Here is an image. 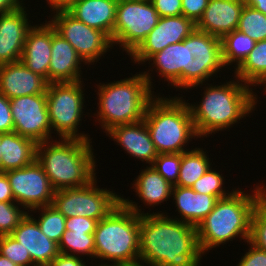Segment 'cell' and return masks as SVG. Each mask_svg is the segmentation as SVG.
<instances>
[{
  "label": "cell",
  "instance_id": "obj_25",
  "mask_svg": "<svg viewBox=\"0 0 266 266\" xmlns=\"http://www.w3.org/2000/svg\"><path fill=\"white\" fill-rule=\"evenodd\" d=\"M2 172L19 169L36 160L37 143L15 131L1 133Z\"/></svg>",
  "mask_w": 266,
  "mask_h": 266
},
{
  "label": "cell",
  "instance_id": "obj_18",
  "mask_svg": "<svg viewBox=\"0 0 266 266\" xmlns=\"http://www.w3.org/2000/svg\"><path fill=\"white\" fill-rule=\"evenodd\" d=\"M48 81L29 70L21 61L0 65V93L8 99L46 94Z\"/></svg>",
  "mask_w": 266,
  "mask_h": 266
},
{
  "label": "cell",
  "instance_id": "obj_16",
  "mask_svg": "<svg viewBox=\"0 0 266 266\" xmlns=\"http://www.w3.org/2000/svg\"><path fill=\"white\" fill-rule=\"evenodd\" d=\"M24 5L0 14V65L21 60L27 34L32 28L29 10Z\"/></svg>",
  "mask_w": 266,
  "mask_h": 266
},
{
  "label": "cell",
  "instance_id": "obj_15",
  "mask_svg": "<svg viewBox=\"0 0 266 266\" xmlns=\"http://www.w3.org/2000/svg\"><path fill=\"white\" fill-rule=\"evenodd\" d=\"M195 29L196 24L183 15L160 17L157 25L129 55L131 62L139 64V66L145 64L153 54L170 44L182 42Z\"/></svg>",
  "mask_w": 266,
  "mask_h": 266
},
{
  "label": "cell",
  "instance_id": "obj_47",
  "mask_svg": "<svg viewBox=\"0 0 266 266\" xmlns=\"http://www.w3.org/2000/svg\"><path fill=\"white\" fill-rule=\"evenodd\" d=\"M24 0H0V14L17 10L24 3Z\"/></svg>",
  "mask_w": 266,
  "mask_h": 266
},
{
  "label": "cell",
  "instance_id": "obj_10",
  "mask_svg": "<svg viewBox=\"0 0 266 266\" xmlns=\"http://www.w3.org/2000/svg\"><path fill=\"white\" fill-rule=\"evenodd\" d=\"M96 179L82 187L55 191L52 205L66 218L81 216L98 222L107 217L121 203V195L100 188Z\"/></svg>",
  "mask_w": 266,
  "mask_h": 266
},
{
  "label": "cell",
  "instance_id": "obj_38",
  "mask_svg": "<svg viewBox=\"0 0 266 266\" xmlns=\"http://www.w3.org/2000/svg\"><path fill=\"white\" fill-rule=\"evenodd\" d=\"M0 254L18 266H36L22 244L11 235H0Z\"/></svg>",
  "mask_w": 266,
  "mask_h": 266
},
{
  "label": "cell",
  "instance_id": "obj_44",
  "mask_svg": "<svg viewBox=\"0 0 266 266\" xmlns=\"http://www.w3.org/2000/svg\"><path fill=\"white\" fill-rule=\"evenodd\" d=\"M84 258L59 253L48 266H85Z\"/></svg>",
  "mask_w": 266,
  "mask_h": 266
},
{
  "label": "cell",
  "instance_id": "obj_12",
  "mask_svg": "<svg viewBox=\"0 0 266 266\" xmlns=\"http://www.w3.org/2000/svg\"><path fill=\"white\" fill-rule=\"evenodd\" d=\"M50 18L49 22L56 33L74 47L88 67L98 62L102 56L105 58L106 53L114 48L111 39L104 32L76 20L67 11L53 12Z\"/></svg>",
  "mask_w": 266,
  "mask_h": 266
},
{
  "label": "cell",
  "instance_id": "obj_24",
  "mask_svg": "<svg viewBox=\"0 0 266 266\" xmlns=\"http://www.w3.org/2000/svg\"><path fill=\"white\" fill-rule=\"evenodd\" d=\"M171 196L176 211L181 216L174 219L191 224L195 227L213 210L218 197L200 194L190 187L173 186Z\"/></svg>",
  "mask_w": 266,
  "mask_h": 266
},
{
  "label": "cell",
  "instance_id": "obj_27",
  "mask_svg": "<svg viewBox=\"0 0 266 266\" xmlns=\"http://www.w3.org/2000/svg\"><path fill=\"white\" fill-rule=\"evenodd\" d=\"M147 61L153 67L151 72L155 68L157 75L171 84L169 86L182 90V42L168 45Z\"/></svg>",
  "mask_w": 266,
  "mask_h": 266
},
{
  "label": "cell",
  "instance_id": "obj_5",
  "mask_svg": "<svg viewBox=\"0 0 266 266\" xmlns=\"http://www.w3.org/2000/svg\"><path fill=\"white\" fill-rule=\"evenodd\" d=\"M138 202L121 196V203L105 218L99 220L94 231L95 259L109 266H140V215ZM108 261V262H103Z\"/></svg>",
  "mask_w": 266,
  "mask_h": 266
},
{
  "label": "cell",
  "instance_id": "obj_8",
  "mask_svg": "<svg viewBox=\"0 0 266 266\" xmlns=\"http://www.w3.org/2000/svg\"><path fill=\"white\" fill-rule=\"evenodd\" d=\"M83 84V80L48 84L46 97L49 121L52 133L57 134L58 139L91 140L90 135L79 133L78 129L83 115H87L83 114L86 102Z\"/></svg>",
  "mask_w": 266,
  "mask_h": 266
},
{
  "label": "cell",
  "instance_id": "obj_36",
  "mask_svg": "<svg viewBox=\"0 0 266 266\" xmlns=\"http://www.w3.org/2000/svg\"><path fill=\"white\" fill-rule=\"evenodd\" d=\"M249 242L266 251V201L264 199L258 203L253 211Z\"/></svg>",
  "mask_w": 266,
  "mask_h": 266
},
{
  "label": "cell",
  "instance_id": "obj_37",
  "mask_svg": "<svg viewBox=\"0 0 266 266\" xmlns=\"http://www.w3.org/2000/svg\"><path fill=\"white\" fill-rule=\"evenodd\" d=\"M181 153L158 154L152 166L166 181L175 186L179 177Z\"/></svg>",
  "mask_w": 266,
  "mask_h": 266
},
{
  "label": "cell",
  "instance_id": "obj_1",
  "mask_svg": "<svg viewBox=\"0 0 266 266\" xmlns=\"http://www.w3.org/2000/svg\"><path fill=\"white\" fill-rule=\"evenodd\" d=\"M196 227L164 211L140 215V266H201Z\"/></svg>",
  "mask_w": 266,
  "mask_h": 266
},
{
  "label": "cell",
  "instance_id": "obj_4",
  "mask_svg": "<svg viewBox=\"0 0 266 266\" xmlns=\"http://www.w3.org/2000/svg\"><path fill=\"white\" fill-rule=\"evenodd\" d=\"M118 81L99 83L96 95L98 110L93 114L101 129L107 133L118 125L136 123L144 119L149 102L155 97L151 66ZM153 88V89H152ZM96 116V117H95Z\"/></svg>",
  "mask_w": 266,
  "mask_h": 266
},
{
  "label": "cell",
  "instance_id": "obj_13",
  "mask_svg": "<svg viewBox=\"0 0 266 266\" xmlns=\"http://www.w3.org/2000/svg\"><path fill=\"white\" fill-rule=\"evenodd\" d=\"M5 173L9 179L15 202L27 212L52 205L55 190L37 160L28 166Z\"/></svg>",
  "mask_w": 266,
  "mask_h": 266
},
{
  "label": "cell",
  "instance_id": "obj_40",
  "mask_svg": "<svg viewBox=\"0 0 266 266\" xmlns=\"http://www.w3.org/2000/svg\"><path fill=\"white\" fill-rule=\"evenodd\" d=\"M160 17L182 15V0H150Z\"/></svg>",
  "mask_w": 266,
  "mask_h": 266
},
{
  "label": "cell",
  "instance_id": "obj_50",
  "mask_svg": "<svg viewBox=\"0 0 266 266\" xmlns=\"http://www.w3.org/2000/svg\"><path fill=\"white\" fill-rule=\"evenodd\" d=\"M2 145H1V133H0V172H2Z\"/></svg>",
  "mask_w": 266,
  "mask_h": 266
},
{
  "label": "cell",
  "instance_id": "obj_22",
  "mask_svg": "<svg viewBox=\"0 0 266 266\" xmlns=\"http://www.w3.org/2000/svg\"><path fill=\"white\" fill-rule=\"evenodd\" d=\"M52 46V25L49 21L33 25L27 34L21 62L49 83V64Z\"/></svg>",
  "mask_w": 266,
  "mask_h": 266
},
{
  "label": "cell",
  "instance_id": "obj_19",
  "mask_svg": "<svg viewBox=\"0 0 266 266\" xmlns=\"http://www.w3.org/2000/svg\"><path fill=\"white\" fill-rule=\"evenodd\" d=\"M243 0H209L196 29L222 39L238 27Z\"/></svg>",
  "mask_w": 266,
  "mask_h": 266
},
{
  "label": "cell",
  "instance_id": "obj_34",
  "mask_svg": "<svg viewBox=\"0 0 266 266\" xmlns=\"http://www.w3.org/2000/svg\"><path fill=\"white\" fill-rule=\"evenodd\" d=\"M210 167L201 178H199L193 185L192 189L200 194H207L216 196L219 199L230 196L236 188H232V191L225 189V181L223 174L216 171L215 168ZM228 191V192H227Z\"/></svg>",
  "mask_w": 266,
  "mask_h": 266
},
{
  "label": "cell",
  "instance_id": "obj_3",
  "mask_svg": "<svg viewBox=\"0 0 266 266\" xmlns=\"http://www.w3.org/2000/svg\"><path fill=\"white\" fill-rule=\"evenodd\" d=\"M252 193L237 188L230 196L219 199L213 210L196 227L201 253L239 238L249 241L251 217L263 199L262 185L253 186ZM247 193V194H246Z\"/></svg>",
  "mask_w": 266,
  "mask_h": 266
},
{
  "label": "cell",
  "instance_id": "obj_51",
  "mask_svg": "<svg viewBox=\"0 0 266 266\" xmlns=\"http://www.w3.org/2000/svg\"><path fill=\"white\" fill-rule=\"evenodd\" d=\"M93 261L96 262V261H98V260H95V259L93 260V259H92V261L89 262V263L92 264V265H89V266H109V265H106V264H102V263H100V262H99L98 265H97L96 263H93ZM93 264H95V265H93ZM85 266H88V265L86 264Z\"/></svg>",
  "mask_w": 266,
  "mask_h": 266
},
{
  "label": "cell",
  "instance_id": "obj_32",
  "mask_svg": "<svg viewBox=\"0 0 266 266\" xmlns=\"http://www.w3.org/2000/svg\"><path fill=\"white\" fill-rule=\"evenodd\" d=\"M59 252L66 255L95 258L94 234L66 230L58 243ZM79 254V255H78ZM84 255V256H83Z\"/></svg>",
  "mask_w": 266,
  "mask_h": 266
},
{
  "label": "cell",
  "instance_id": "obj_2",
  "mask_svg": "<svg viewBox=\"0 0 266 266\" xmlns=\"http://www.w3.org/2000/svg\"><path fill=\"white\" fill-rule=\"evenodd\" d=\"M219 84L221 85H212L207 82L189 89L192 90L195 87L198 89L197 87L201 88L205 85L199 104L189 103V99L187 100L199 138H207L219 131H226L242 118L249 117L257 109L258 95L251 86L235 76L233 80L230 79L228 82L226 80L223 84L221 82Z\"/></svg>",
  "mask_w": 266,
  "mask_h": 266
},
{
  "label": "cell",
  "instance_id": "obj_9",
  "mask_svg": "<svg viewBox=\"0 0 266 266\" xmlns=\"http://www.w3.org/2000/svg\"><path fill=\"white\" fill-rule=\"evenodd\" d=\"M222 68L226 69L220 38L195 29L182 41V91L204 84L225 71Z\"/></svg>",
  "mask_w": 266,
  "mask_h": 266
},
{
  "label": "cell",
  "instance_id": "obj_28",
  "mask_svg": "<svg viewBox=\"0 0 266 266\" xmlns=\"http://www.w3.org/2000/svg\"><path fill=\"white\" fill-rule=\"evenodd\" d=\"M234 71V76L249 86L266 85V40L256 42L243 63Z\"/></svg>",
  "mask_w": 266,
  "mask_h": 266
},
{
  "label": "cell",
  "instance_id": "obj_21",
  "mask_svg": "<svg viewBox=\"0 0 266 266\" xmlns=\"http://www.w3.org/2000/svg\"><path fill=\"white\" fill-rule=\"evenodd\" d=\"M82 63L86 66L74 47L57 34L52 26L49 84L82 81Z\"/></svg>",
  "mask_w": 266,
  "mask_h": 266
},
{
  "label": "cell",
  "instance_id": "obj_26",
  "mask_svg": "<svg viewBox=\"0 0 266 266\" xmlns=\"http://www.w3.org/2000/svg\"><path fill=\"white\" fill-rule=\"evenodd\" d=\"M139 175L131 184L136 196H138L145 206H158L164 201H168L172 196V187L165 178L159 174L152 165L139 171Z\"/></svg>",
  "mask_w": 266,
  "mask_h": 266
},
{
  "label": "cell",
  "instance_id": "obj_31",
  "mask_svg": "<svg viewBox=\"0 0 266 266\" xmlns=\"http://www.w3.org/2000/svg\"><path fill=\"white\" fill-rule=\"evenodd\" d=\"M32 212L33 213L41 212V213L38 215V217H35L33 216ZM28 214L37 222L41 231L49 239L53 240L56 243L60 242L62 234L66 231L65 228L66 217L61 212H59L53 205H48L33 209L29 211Z\"/></svg>",
  "mask_w": 266,
  "mask_h": 266
},
{
  "label": "cell",
  "instance_id": "obj_52",
  "mask_svg": "<svg viewBox=\"0 0 266 266\" xmlns=\"http://www.w3.org/2000/svg\"><path fill=\"white\" fill-rule=\"evenodd\" d=\"M262 193H263V199L266 201V186L264 183L262 184Z\"/></svg>",
  "mask_w": 266,
  "mask_h": 266
},
{
  "label": "cell",
  "instance_id": "obj_48",
  "mask_svg": "<svg viewBox=\"0 0 266 266\" xmlns=\"http://www.w3.org/2000/svg\"><path fill=\"white\" fill-rule=\"evenodd\" d=\"M246 6L252 7L266 15V0H243Z\"/></svg>",
  "mask_w": 266,
  "mask_h": 266
},
{
  "label": "cell",
  "instance_id": "obj_30",
  "mask_svg": "<svg viewBox=\"0 0 266 266\" xmlns=\"http://www.w3.org/2000/svg\"><path fill=\"white\" fill-rule=\"evenodd\" d=\"M221 45L225 67L228 68L234 64L232 67L236 70L255 47L256 42L236 29L221 39Z\"/></svg>",
  "mask_w": 266,
  "mask_h": 266
},
{
  "label": "cell",
  "instance_id": "obj_39",
  "mask_svg": "<svg viewBox=\"0 0 266 266\" xmlns=\"http://www.w3.org/2000/svg\"><path fill=\"white\" fill-rule=\"evenodd\" d=\"M208 2L209 0H182V15L197 24Z\"/></svg>",
  "mask_w": 266,
  "mask_h": 266
},
{
  "label": "cell",
  "instance_id": "obj_20",
  "mask_svg": "<svg viewBox=\"0 0 266 266\" xmlns=\"http://www.w3.org/2000/svg\"><path fill=\"white\" fill-rule=\"evenodd\" d=\"M106 136L117 142L116 145L121 146L127 155L145 164L152 165L158 155L144 119L136 123L115 126L106 133Z\"/></svg>",
  "mask_w": 266,
  "mask_h": 266
},
{
  "label": "cell",
  "instance_id": "obj_29",
  "mask_svg": "<svg viewBox=\"0 0 266 266\" xmlns=\"http://www.w3.org/2000/svg\"><path fill=\"white\" fill-rule=\"evenodd\" d=\"M203 147H193L181 153L179 177L175 186L192 187L202 175L212 166L211 159ZM210 159V160H209Z\"/></svg>",
  "mask_w": 266,
  "mask_h": 266
},
{
  "label": "cell",
  "instance_id": "obj_45",
  "mask_svg": "<svg viewBox=\"0 0 266 266\" xmlns=\"http://www.w3.org/2000/svg\"><path fill=\"white\" fill-rule=\"evenodd\" d=\"M0 202H15L10 182L5 172H0Z\"/></svg>",
  "mask_w": 266,
  "mask_h": 266
},
{
  "label": "cell",
  "instance_id": "obj_42",
  "mask_svg": "<svg viewBox=\"0 0 266 266\" xmlns=\"http://www.w3.org/2000/svg\"><path fill=\"white\" fill-rule=\"evenodd\" d=\"M97 221L88 217H70L65 220L66 230L94 234Z\"/></svg>",
  "mask_w": 266,
  "mask_h": 266
},
{
  "label": "cell",
  "instance_id": "obj_43",
  "mask_svg": "<svg viewBox=\"0 0 266 266\" xmlns=\"http://www.w3.org/2000/svg\"><path fill=\"white\" fill-rule=\"evenodd\" d=\"M14 131V123L11 114L9 99L0 93V133Z\"/></svg>",
  "mask_w": 266,
  "mask_h": 266
},
{
  "label": "cell",
  "instance_id": "obj_23",
  "mask_svg": "<svg viewBox=\"0 0 266 266\" xmlns=\"http://www.w3.org/2000/svg\"><path fill=\"white\" fill-rule=\"evenodd\" d=\"M118 0H78L67 12L76 20L104 32L113 44Z\"/></svg>",
  "mask_w": 266,
  "mask_h": 266
},
{
  "label": "cell",
  "instance_id": "obj_46",
  "mask_svg": "<svg viewBox=\"0 0 266 266\" xmlns=\"http://www.w3.org/2000/svg\"><path fill=\"white\" fill-rule=\"evenodd\" d=\"M78 0H46L49 4L50 12L67 11ZM52 8V9H51Z\"/></svg>",
  "mask_w": 266,
  "mask_h": 266
},
{
  "label": "cell",
  "instance_id": "obj_33",
  "mask_svg": "<svg viewBox=\"0 0 266 266\" xmlns=\"http://www.w3.org/2000/svg\"><path fill=\"white\" fill-rule=\"evenodd\" d=\"M237 30L245 33L255 42L266 40V15L245 5L240 15Z\"/></svg>",
  "mask_w": 266,
  "mask_h": 266
},
{
  "label": "cell",
  "instance_id": "obj_17",
  "mask_svg": "<svg viewBox=\"0 0 266 266\" xmlns=\"http://www.w3.org/2000/svg\"><path fill=\"white\" fill-rule=\"evenodd\" d=\"M10 235L30 253L36 266H48L60 253L58 243L49 239L29 214Z\"/></svg>",
  "mask_w": 266,
  "mask_h": 266
},
{
  "label": "cell",
  "instance_id": "obj_11",
  "mask_svg": "<svg viewBox=\"0 0 266 266\" xmlns=\"http://www.w3.org/2000/svg\"><path fill=\"white\" fill-rule=\"evenodd\" d=\"M159 18L150 0H118L113 47L117 45L130 55L157 25Z\"/></svg>",
  "mask_w": 266,
  "mask_h": 266
},
{
  "label": "cell",
  "instance_id": "obj_6",
  "mask_svg": "<svg viewBox=\"0 0 266 266\" xmlns=\"http://www.w3.org/2000/svg\"><path fill=\"white\" fill-rule=\"evenodd\" d=\"M58 140L56 137V140L38 143L36 148V160L42 166L54 190L89 184L97 177L92 141Z\"/></svg>",
  "mask_w": 266,
  "mask_h": 266
},
{
  "label": "cell",
  "instance_id": "obj_49",
  "mask_svg": "<svg viewBox=\"0 0 266 266\" xmlns=\"http://www.w3.org/2000/svg\"><path fill=\"white\" fill-rule=\"evenodd\" d=\"M0 266H18V265L0 254Z\"/></svg>",
  "mask_w": 266,
  "mask_h": 266
},
{
  "label": "cell",
  "instance_id": "obj_35",
  "mask_svg": "<svg viewBox=\"0 0 266 266\" xmlns=\"http://www.w3.org/2000/svg\"><path fill=\"white\" fill-rule=\"evenodd\" d=\"M27 214L16 202H0V235H10Z\"/></svg>",
  "mask_w": 266,
  "mask_h": 266
},
{
  "label": "cell",
  "instance_id": "obj_14",
  "mask_svg": "<svg viewBox=\"0 0 266 266\" xmlns=\"http://www.w3.org/2000/svg\"><path fill=\"white\" fill-rule=\"evenodd\" d=\"M14 131L37 144L53 140L46 94L9 99Z\"/></svg>",
  "mask_w": 266,
  "mask_h": 266
},
{
  "label": "cell",
  "instance_id": "obj_41",
  "mask_svg": "<svg viewBox=\"0 0 266 266\" xmlns=\"http://www.w3.org/2000/svg\"><path fill=\"white\" fill-rule=\"evenodd\" d=\"M248 251L241 256L236 266H266V251L261 250L247 241Z\"/></svg>",
  "mask_w": 266,
  "mask_h": 266
},
{
  "label": "cell",
  "instance_id": "obj_7",
  "mask_svg": "<svg viewBox=\"0 0 266 266\" xmlns=\"http://www.w3.org/2000/svg\"><path fill=\"white\" fill-rule=\"evenodd\" d=\"M179 96L158 93L147 106L144 121L158 154L183 153L191 139L199 138L185 96Z\"/></svg>",
  "mask_w": 266,
  "mask_h": 266
}]
</instances>
